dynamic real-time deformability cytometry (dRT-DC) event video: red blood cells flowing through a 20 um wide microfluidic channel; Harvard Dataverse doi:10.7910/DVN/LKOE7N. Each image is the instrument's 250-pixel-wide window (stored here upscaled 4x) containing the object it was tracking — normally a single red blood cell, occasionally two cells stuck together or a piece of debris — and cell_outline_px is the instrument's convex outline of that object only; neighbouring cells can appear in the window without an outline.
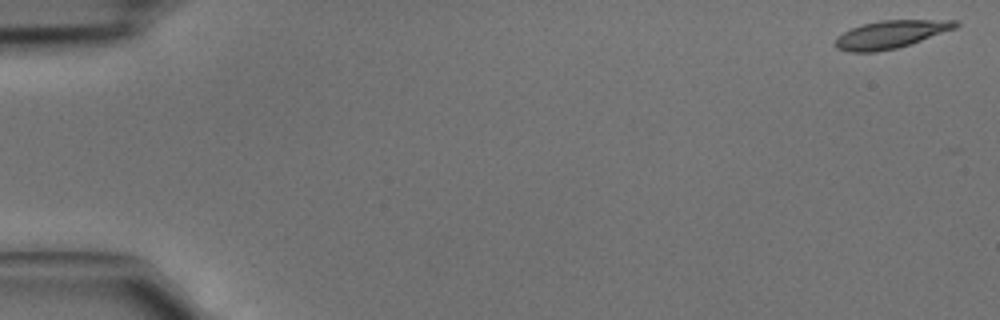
{"species": "common noctule bat (a hibernating species)", "species_latin": "Nyctalus noctula", "temperature_condition": "cold", "stored_images_in_passage": 10, "camera_frame_rate_fps": 3000, "um_per_image_px": 0.085, "animal": {"sex": "male", "body_mass_g": 15.6}, "frame": {"image": 1, "passage_image": 1, "time_ms": 0.0, "image_size_px": [1000, 320], "cell_outline_px": [[960, 24], [956, 28], [896, 48], [876, 52], [848, 52], [836, 48], [832, 44], [836, 36], [852, 28], [864, 24], [880, 20], [956, 20]], "centroid_in_image_um": [75.64, 2.93], "position_along_channel_um": 9.4, "area_um2": 19.36}}